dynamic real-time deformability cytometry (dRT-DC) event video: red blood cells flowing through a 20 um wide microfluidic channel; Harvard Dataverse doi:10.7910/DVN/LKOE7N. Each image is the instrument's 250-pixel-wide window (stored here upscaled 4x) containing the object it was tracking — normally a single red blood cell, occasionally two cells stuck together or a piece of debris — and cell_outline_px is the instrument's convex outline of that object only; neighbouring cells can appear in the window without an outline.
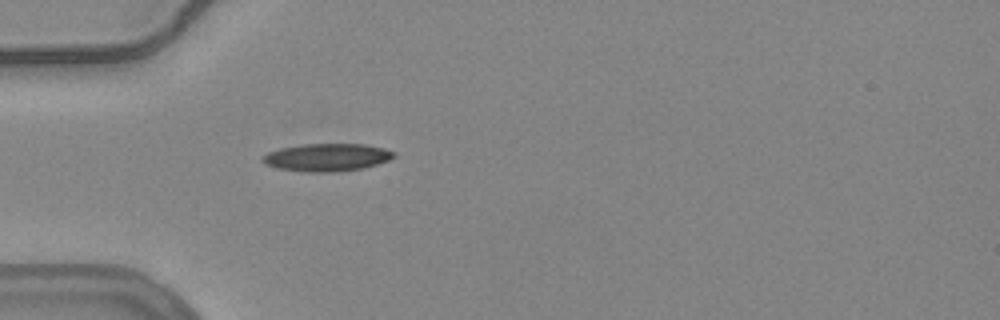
{"species": "common noctule bat (a hibernating species)", "species_latin": "Nyctalus noctula", "temperature_condition": "warm", "stored_images_in_passage": 39, "camera_frame_rate_fps": 3000, "um_per_image_px": 0.085, "animal": {"sex": "female", "body_mass_g": 24.6, "forearm_length_mm": 56.2}, "frame": {"image": 1, "passage_image": 1, "time_ms": 0.0, "image_size_px": [1000, 320], "cell_outline_px": [[396, 156], [388, 160], [376, 164], [360, 168], [332, 172], [308, 172], [276, 168], [264, 164], [260, 160], [260, 156], [268, 152], [280, 148], [304, 144], [364, 144], [384, 148], [396, 152]], "centroid_in_image_um": [27.74, 13.37], "position_along_channel_um": 57.3, "area_um2": 21.21}}
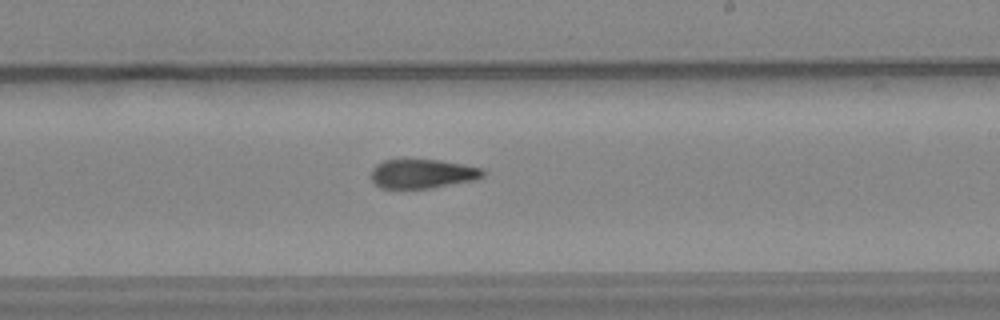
{"frame": {"image": 2, "passage_image": 17, "time_ms": 5.333, "image_size_px": [1000, 320], "cell_outline_px": [[484, 176], [472, 180], [428, 188], [380, 188], [368, 176], [372, 168], [376, 164], [384, 160], [440, 160], [484, 168]], "centroid_in_image_um": [35.86, 14.76], "position_along_channel_um": 253.1, "area_um2": 18.9}}
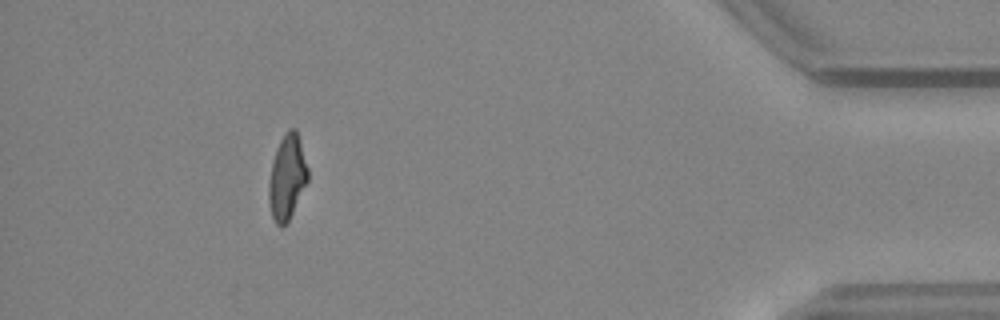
{"frame": {"image": 3, "passage_image": 34, "time_ms": 11.0, "image_size_px": [1000, 320], "cell_outline_px": [[308, 180], [288, 220], [280, 228], [276, 224], [272, 216], [268, 200], [268, 184], [272, 160], [276, 148], [284, 132], [288, 128], [296, 128], [300, 140], [308, 168]], "centroid_in_image_um": [24.38, 15.01], "position_along_channel_um": 410.8, "area_um2": 19.31}, "authors_computed_cell_mechanics": {"area_um2": 19.941, "velocity_mm_per_s": 3.7889, "shape_relaxation_time_tau1_ms": null, "shape_relaxation_time_tau2_ms": 5.1191, "deformation_change_tau1": null, "deformation_change_tau2": 0.1556}}